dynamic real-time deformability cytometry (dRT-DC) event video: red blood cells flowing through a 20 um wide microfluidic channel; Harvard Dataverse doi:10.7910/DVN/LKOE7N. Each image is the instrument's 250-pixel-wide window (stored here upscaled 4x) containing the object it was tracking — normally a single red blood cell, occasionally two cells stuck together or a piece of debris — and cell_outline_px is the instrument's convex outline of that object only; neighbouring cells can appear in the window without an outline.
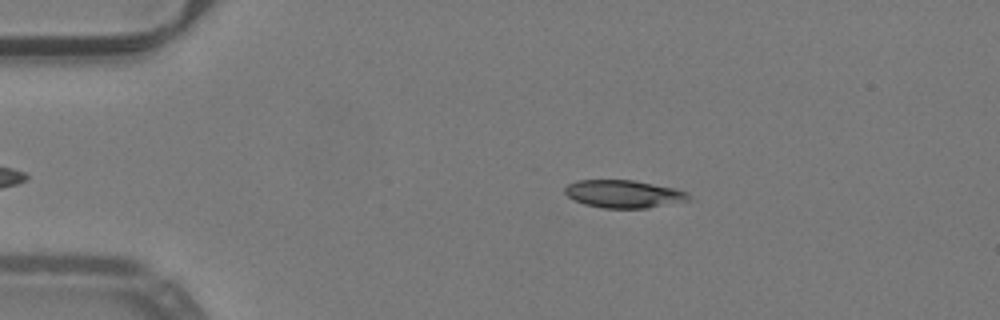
{"species": "common noctule bat (a hibernating species)", "species_latin": "Nyctalus noctula", "temperature_condition": "warm", "stored_images_in_passage": 22, "camera_frame_rate_fps": 3000, "um_per_image_px": 0.085, "animal": {"sex": "male", "body_mass_g": 19.2, "forearm_length_mm": 51.8}, "frame": {"image": 1, "passage_image": 3, "time_ms": 0.667, "image_size_px": [1000, 320], "cell_outline_px": [[692, 200], [648, 208], [604, 208], [584, 204], [568, 196], [564, 192], [564, 188], [568, 184], [576, 180], [632, 180], [676, 188], [688, 192], [692, 196]], "centroid_in_image_um": [53.07, 16.48], "position_along_channel_um": 31.9, "area_um2": 20.17}}
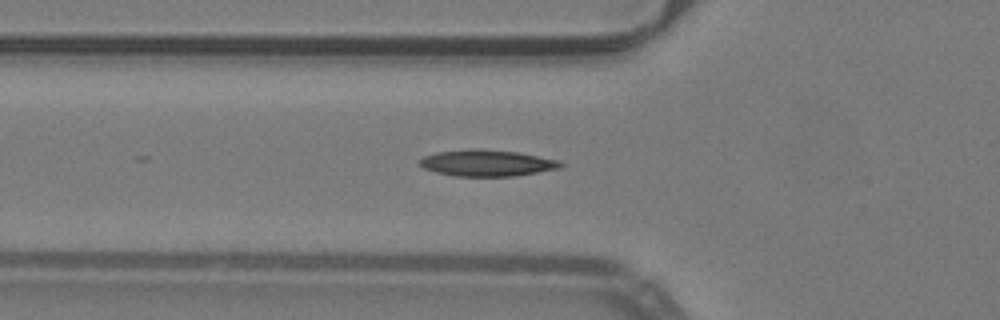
{"frame": {"image": 2, "passage_image": 11, "time_ms": 3.333, "image_size_px": [1000, 320], "cell_outline_px": [[564, 164], [560, 168], [516, 176], [452, 176], [436, 172], [424, 168], [420, 164], [420, 160], [424, 156], [436, 152], [468, 148], [480, 148], [520, 152], [560, 160]], "centroid_in_image_um": [41.41, 13.84], "position_along_channel_um": 84.4, "area_um2": 21.96}}
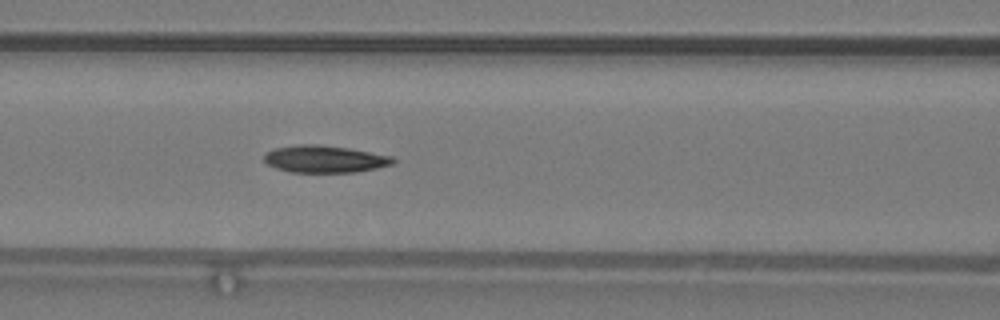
{"frame": {"image": 3, "passage_image": 15, "time_ms": 4.667, "image_size_px": [1000, 320], "cell_outline_px": [[396, 160], [392, 164], [376, 168], [356, 172], [292, 172], [276, 168], [268, 164], [264, 160], [264, 156], [268, 152], [276, 148], [300, 144], [320, 144], [348, 148], [392, 156]], "centroid_in_image_um": [27.61, 13.51], "position_along_channel_um": 139.0, "area_um2": 20.23}}